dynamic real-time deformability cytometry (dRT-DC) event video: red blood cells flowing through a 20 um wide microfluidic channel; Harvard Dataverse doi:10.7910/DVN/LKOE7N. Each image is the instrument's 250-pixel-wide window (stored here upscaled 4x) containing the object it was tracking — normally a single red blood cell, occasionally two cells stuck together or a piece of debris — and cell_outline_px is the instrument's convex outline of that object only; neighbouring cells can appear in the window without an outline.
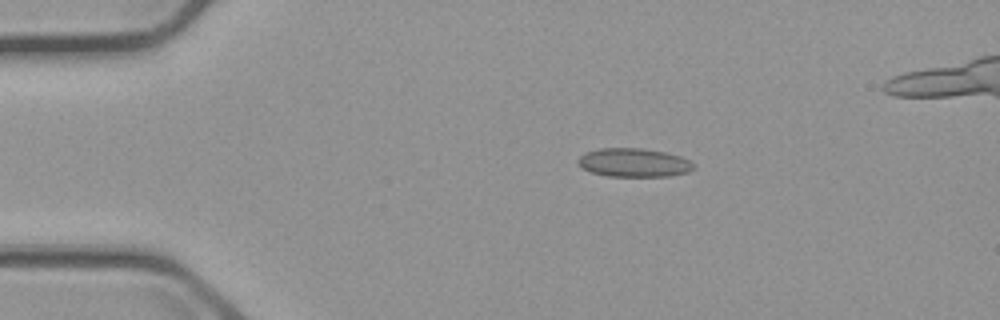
{"species": "common noctule bat (a hibernating species)", "species_latin": "Nyctalus noctula", "temperature_condition": "cold", "stored_images_in_passage": 2, "camera_frame_rate_fps": 3000, "um_per_image_px": 0.085, "animal": {"sex": "male", "body_mass_g": 23.1, "forearm_length_mm": 52.7}, "frame": {"image": 1, "passage_image": 1, "time_ms": 0.0, "image_size_px": [1000, 320], "cell_outline_px": [[692, 168], [688, 172], [668, 176], [608, 176], [592, 172], [584, 168], [576, 160], [580, 156], [588, 152], [600, 148], [640, 148], [664, 152], [680, 156], [688, 160], [692, 164]], "centroid_in_image_um": [53.86, 13.82], "position_along_channel_um": 31.1, "area_um2": 18.9}}